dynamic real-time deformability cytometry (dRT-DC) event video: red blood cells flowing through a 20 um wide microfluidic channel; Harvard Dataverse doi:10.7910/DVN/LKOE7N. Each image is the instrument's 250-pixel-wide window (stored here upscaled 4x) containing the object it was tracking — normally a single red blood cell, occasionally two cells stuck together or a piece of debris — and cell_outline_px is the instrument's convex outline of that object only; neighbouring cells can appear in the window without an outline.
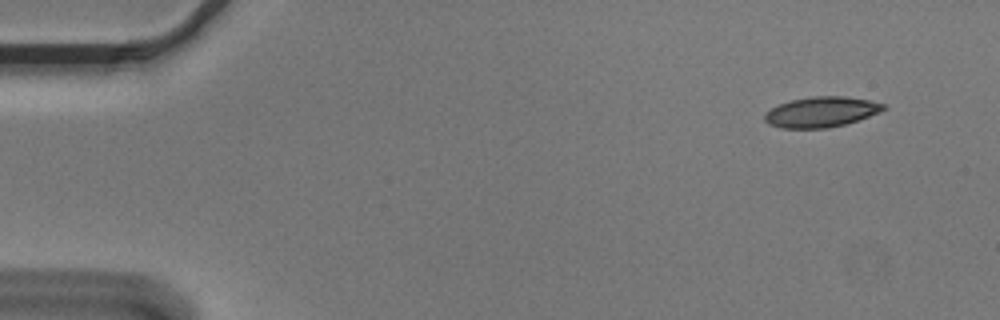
{"species": "Egyptian fruit bat (a non-hibernating species)", "species_latin": "Rousettus aegyptiacus", "temperature_condition": "cold", "stored_images_in_passage": 7, "camera_frame_rate_fps": 3000, "um_per_image_px": 0.085, "animal": {"sex": "male"}, "frame": {"image": 1, "passage_image": 1, "time_ms": 0.0, "image_size_px": [1000, 320], "cell_outline_px": [[888, 108], [880, 112], [844, 124], [828, 128], [780, 128], [768, 124], [764, 120], [764, 116], [772, 108], [780, 104], [792, 100], [812, 96], [844, 96], [868, 100], [884, 104]], "centroid_in_image_um": [69.81, 9.52], "position_along_channel_um": 15.2, "area_um2": 20.81}}